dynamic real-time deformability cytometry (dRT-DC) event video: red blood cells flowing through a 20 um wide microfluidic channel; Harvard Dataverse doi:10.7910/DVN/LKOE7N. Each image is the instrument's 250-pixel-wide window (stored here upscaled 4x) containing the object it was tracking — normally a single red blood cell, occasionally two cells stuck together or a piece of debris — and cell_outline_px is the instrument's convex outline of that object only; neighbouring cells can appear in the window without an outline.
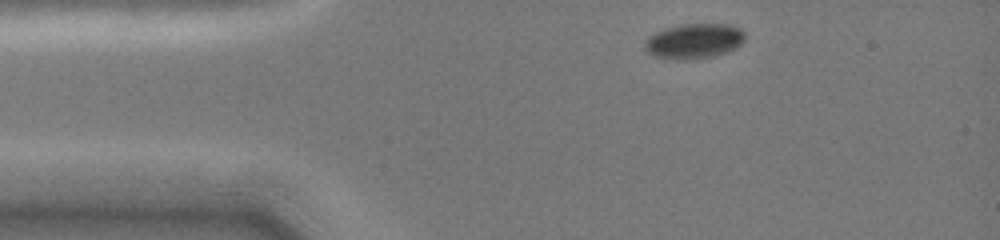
{"species": "common noctule bat (a hibernating species)", "species_latin": "Nyctalus noctula", "temperature_condition": "cold", "stored_images_in_passage": 8, "camera_frame_rate_fps": 3000, "um_per_image_px": 0.085, "animal": {"sex": "female", "body_mass_g": 19.0, "forearm_length_mm": 51.5}, "frame": {"image": 1, "passage_image": 1, "time_ms": 0.0, "image_size_px": [1000, 240], "cell_outline_px": [[744, 40], [740, 44], [728, 52], [712, 56], [688, 60], [684, 60], [652, 56], [648, 52], [644, 44], [656, 32], [668, 28], [684, 24], [724, 24], [740, 28], [744, 32]], "centroid_in_image_um": [59.02, 3.5], "position_along_channel_um": 26.0, "area_um2": 20.06}}
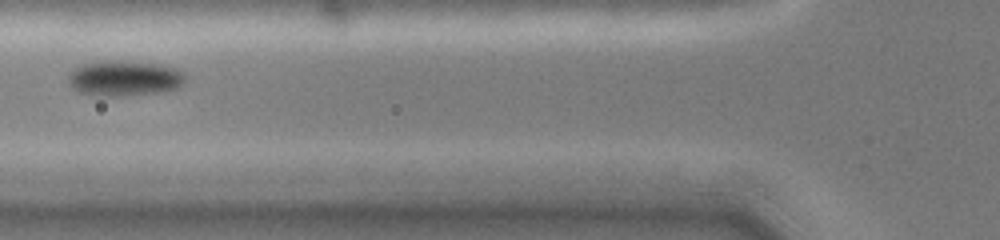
{"frame": {"image": 2, "passage_image": 6, "time_ms": 3.333, "image_size_px": [1000, 240], "cell_outline_px": [[184, 80], [176, 88], [160, 92], [124, 96], [100, 96], [80, 92], [72, 88], [68, 84], [68, 76], [76, 68], [84, 64], [112, 60], [116, 60], [164, 64], [176, 68], [184, 72]], "centroid_in_image_um": [10.58, 6.65], "position_along_channel_um": 115.2, "area_um2": 24.1}}
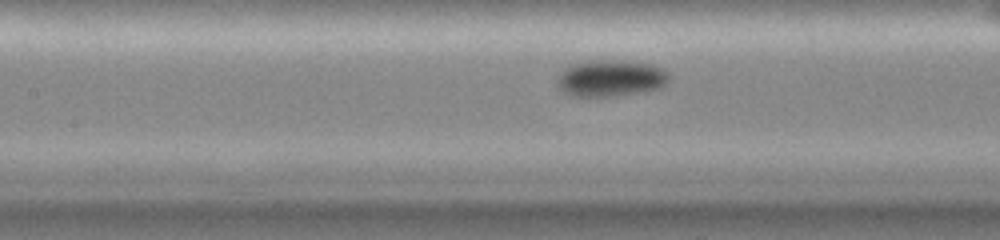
{"frame": {"image": 3, "passage_image": 8, "time_ms": 4.333, "image_size_px": [1000, 240], "cell_outline_px": [[668, 80], [660, 88], [644, 92], [612, 96], [572, 96], [560, 92], [556, 84], [564, 68], [572, 64], [592, 60], [624, 60], [648, 64], [660, 68], [668, 72]], "centroid_in_image_um": [51.87, 6.66], "position_along_channel_um": 155.5, "area_um2": 23.87}}